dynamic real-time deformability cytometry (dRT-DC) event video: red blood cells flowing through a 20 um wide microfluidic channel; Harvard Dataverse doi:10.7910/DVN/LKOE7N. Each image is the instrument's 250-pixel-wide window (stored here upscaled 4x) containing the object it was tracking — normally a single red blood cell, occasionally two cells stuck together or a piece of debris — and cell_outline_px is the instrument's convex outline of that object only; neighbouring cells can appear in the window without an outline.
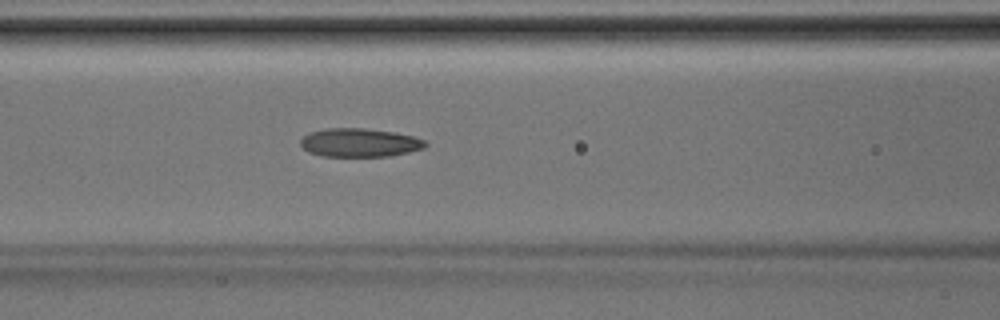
{"species": "Egyptian fruit bat (a non-hibernating species)", "species_latin": "Rousettus aegyptiacus", "temperature_condition": "room temperature", "stored_images_in_passage": 19, "camera_frame_rate_fps": 3000, "um_per_image_px": 0.085, "animal": {"sex": "male"}, "frame": {"image": 1, "passage_image": 9, "time_ms": 2.667, "image_size_px": [1000, 320], "cell_outline_px": [[428, 144], [424, 148], [408, 152], [388, 156], [320, 156], [308, 152], [300, 144], [300, 140], [304, 136], [312, 132], [328, 128], [364, 128], [396, 132], [412, 136], [424, 140]], "centroid_in_image_um": [30.57, 12.12], "position_along_channel_um": 136.0, "area_um2": 20.69}}
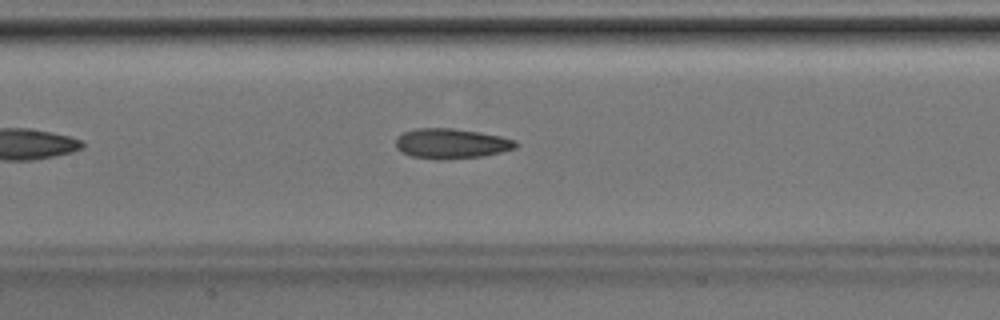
{"frame": {"image": 2, "passage_image": 11, "time_ms": 3.333, "image_size_px": [1000, 320], "cell_outline_px": [[520, 144], [516, 148], [484, 156], [440, 160], [412, 156], [400, 152], [396, 148], [396, 140], [404, 132], [416, 128], [452, 128], [480, 132], [500, 136], [516, 140]], "centroid_in_image_um": [38.38, 12.2], "position_along_channel_um": 169.0, "area_um2": 21.1}}